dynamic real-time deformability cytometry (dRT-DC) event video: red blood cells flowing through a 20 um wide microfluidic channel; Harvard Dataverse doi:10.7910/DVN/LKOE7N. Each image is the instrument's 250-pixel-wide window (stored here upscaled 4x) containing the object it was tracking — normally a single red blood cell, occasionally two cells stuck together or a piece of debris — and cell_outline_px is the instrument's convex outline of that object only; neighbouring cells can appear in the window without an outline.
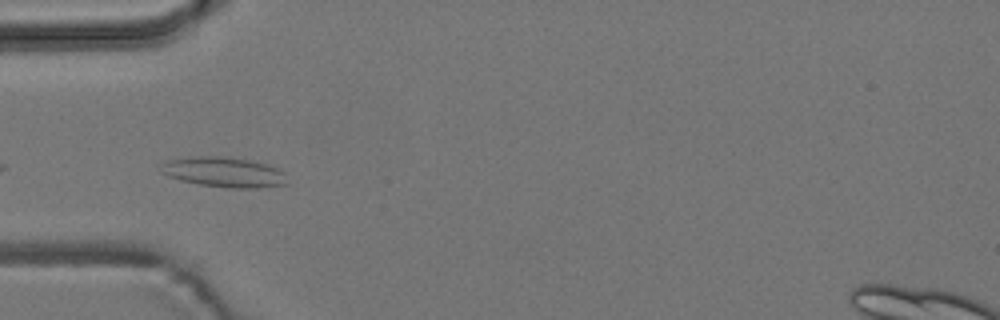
{"species": "common noctule bat (a hibernating species)", "species_latin": "Nyctalus noctula", "temperature_condition": "room temperature", "stored_images_in_passage": 5, "camera_frame_rate_fps": 3000, "um_per_image_px": 0.085, "animal": {"sex": "male", "body_mass_g": 19.2, "forearm_length_mm": 51.8}, "frame": {"image": 1, "passage_image": 2, "time_ms": 0.333, "image_size_px": [1000, 320], "cell_outline_px": [[288, 184], [260, 188], [228, 188], [200, 184], [180, 180], [168, 176], [160, 172], [164, 164], [168, 160], [200, 156], [224, 156], [252, 160], [276, 168], [284, 172]], "centroid_in_image_um": [19.07, 14.64], "position_along_channel_um": 65.9, "area_um2": 22.02}}